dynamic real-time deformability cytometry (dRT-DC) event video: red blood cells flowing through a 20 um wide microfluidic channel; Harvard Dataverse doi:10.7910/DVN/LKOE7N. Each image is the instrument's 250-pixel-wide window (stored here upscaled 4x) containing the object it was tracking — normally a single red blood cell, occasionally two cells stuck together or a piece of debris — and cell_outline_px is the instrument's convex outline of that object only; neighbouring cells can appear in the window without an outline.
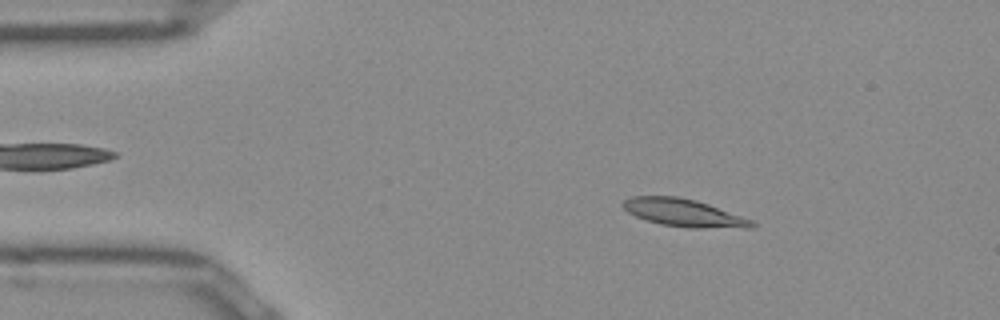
{"species": "Egyptian fruit bat (a non-hibernating species)", "species_latin": "Rousettus aegyptiacus", "temperature_condition": "room temperature", "stored_images_in_passage": 29, "camera_frame_rate_fps": 3000, "um_per_image_px": 0.085, "frame": {"image": 1, "passage_image": 7, "time_ms": 2.0, "image_size_px": [1000, 320], "cell_outline_px": [[756, 228], [688, 228], [660, 224], [636, 216], [628, 212], [620, 204], [624, 200], [632, 196], [676, 196], [696, 200], [708, 204], [752, 220], [756, 224]], "centroid_in_image_um": [58.13, 18.09], "position_along_channel_um": 26.9, "area_um2": 20.75}}
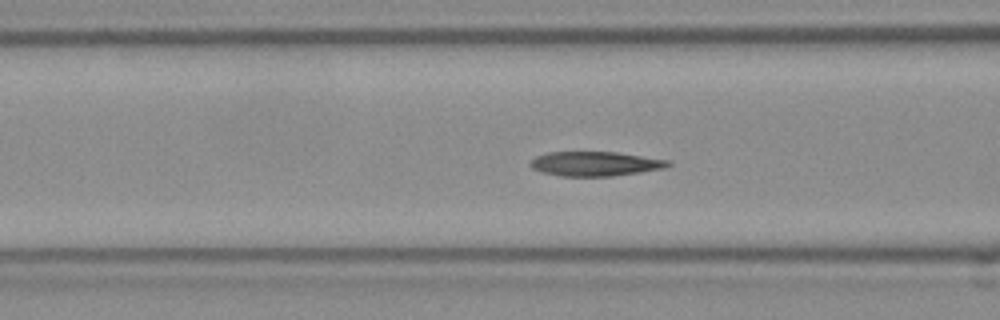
{"frame": {"image": 2, "passage_image": 18, "time_ms": 5.667, "image_size_px": [1000, 320], "cell_outline_px": [[672, 164], [664, 168], [640, 172], [612, 176], [560, 176], [540, 172], [532, 168], [528, 164], [536, 156], [548, 152], [616, 152], [672, 160]], "centroid_in_image_um": [50.6, 13.92], "position_along_channel_um": 116.0, "area_um2": 19.77}}
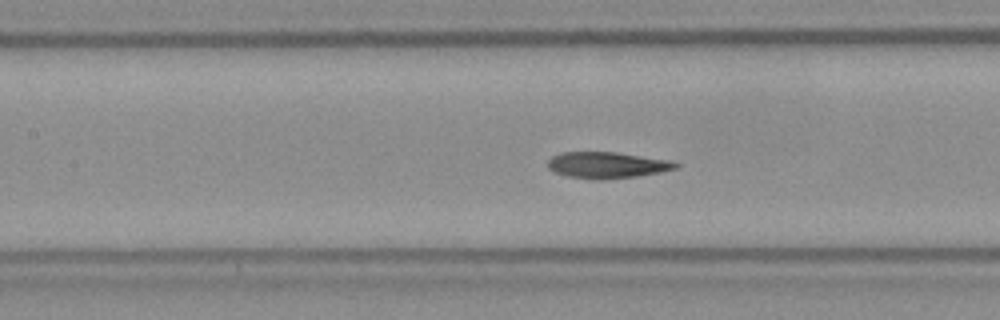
{"frame": {"image": 3, "passage_image": 21, "time_ms": 6.667, "image_size_px": [1000, 320], "cell_outline_px": [[680, 164], [676, 168], [660, 172], [636, 176], [600, 180], [596, 180], [568, 176], [556, 172], [548, 168], [548, 160], [552, 156], [560, 152], [616, 152], [672, 160]], "centroid_in_image_um": [51.61, 14.02], "position_along_channel_um": 155.8, "area_um2": 19.59}}